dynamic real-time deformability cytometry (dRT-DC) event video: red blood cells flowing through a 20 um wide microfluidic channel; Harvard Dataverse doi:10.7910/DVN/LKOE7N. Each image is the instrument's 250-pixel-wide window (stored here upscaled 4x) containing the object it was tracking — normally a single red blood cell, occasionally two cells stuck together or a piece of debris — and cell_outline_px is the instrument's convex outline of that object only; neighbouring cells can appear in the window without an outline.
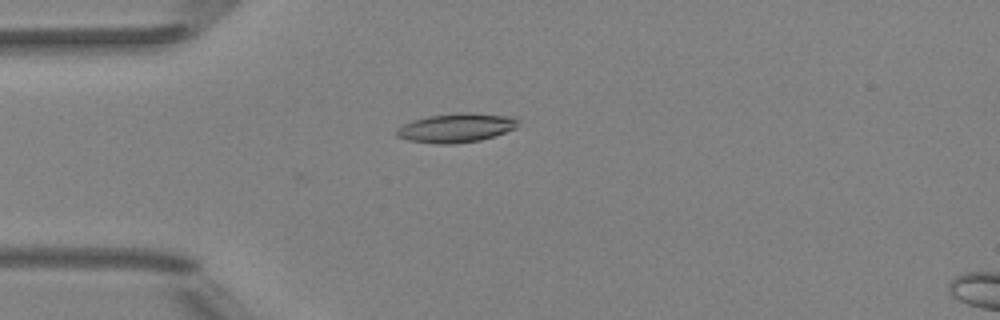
{"species": "Egyptian fruit bat (a non-hibernating species)", "species_latin": "Rousettus aegyptiacus", "temperature_condition": "room temperature", "stored_images_in_passage": 39, "camera_frame_rate_fps": 3000, "um_per_image_px": 0.085, "animal": {"sex": "female"}, "frame": {"image": 1, "passage_image": 2, "time_ms": 0.333, "image_size_px": [1000, 320], "cell_outline_px": [[520, 120], [516, 128], [480, 140], [456, 144], [436, 144], [408, 140], [396, 136], [396, 128], [412, 120], [428, 116], [460, 112], [468, 112], [516, 116]], "centroid_in_image_um": [38.79, 10.85], "position_along_channel_um": 46.2, "area_um2": 20.81}}
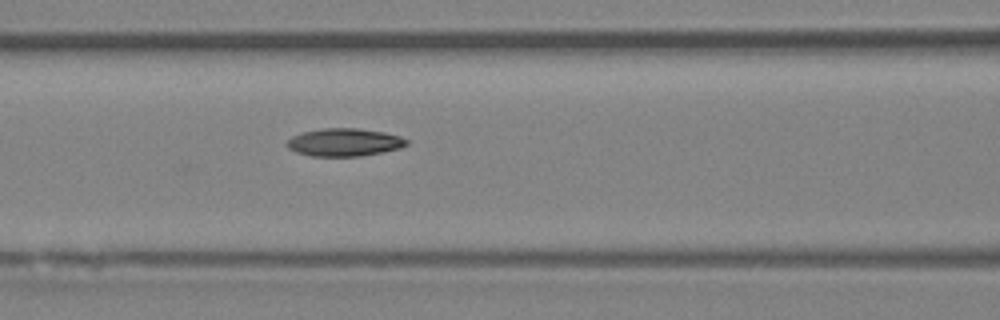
{"frame": {"image": 2, "passage_image": 10, "time_ms": 3.0, "image_size_px": [1000, 320], "cell_outline_px": [[408, 144], [400, 148], [384, 152], [360, 156], [312, 156], [296, 152], [288, 148], [284, 144], [292, 136], [304, 132], [324, 128], [356, 128], [384, 132], [400, 136], [408, 140]], "centroid_in_image_um": [29.27, 12.1], "position_along_channel_um": 137.3, "area_um2": 19.42}}
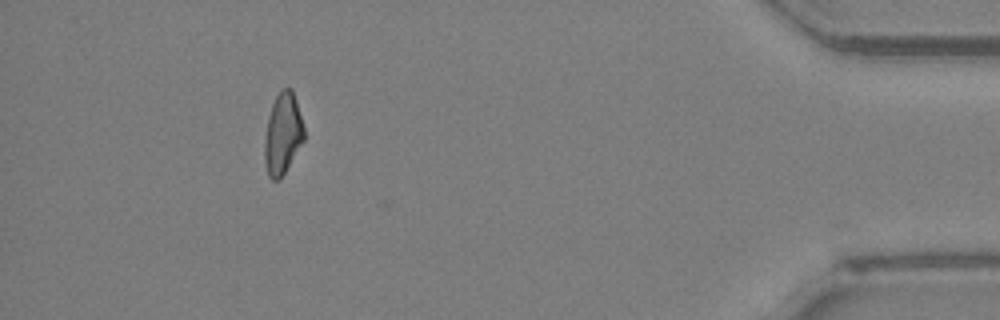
{"frame": {"image": 3, "passage_image": 35, "time_ms": 11.333, "image_size_px": [1000, 320], "cell_outline_px": [[304, 140], [284, 172], [276, 180], [272, 180], [268, 176], [264, 160], [264, 136], [268, 116], [272, 104], [280, 88], [292, 88], [296, 100], [304, 128]], "centroid_in_image_um": [24.01, 11.33], "position_along_channel_um": 411.2, "area_um2": 18.61}, "authors_computed_cell_mechanics": {"area_um2": 19.0162, "velocity_mm_per_s": 4.0071, "shape_relaxation_time_tau1_ms": null, "shape_relaxation_time_tau2_ms": 9.3955, "deformation_change_tau1": null, "deformation_change_tau2": 0.1683}}